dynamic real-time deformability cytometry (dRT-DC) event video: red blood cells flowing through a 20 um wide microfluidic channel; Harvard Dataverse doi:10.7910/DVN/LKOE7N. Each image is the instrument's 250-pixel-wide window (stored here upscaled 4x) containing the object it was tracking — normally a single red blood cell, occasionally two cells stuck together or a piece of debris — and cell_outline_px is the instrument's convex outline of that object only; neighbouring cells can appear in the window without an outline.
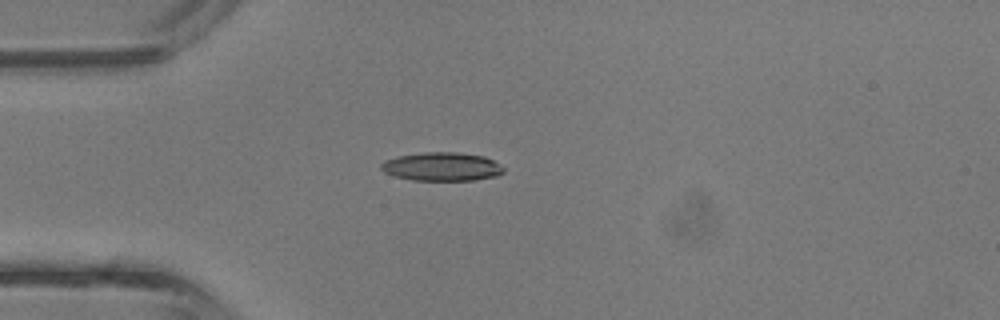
{"species": "common noctule bat (a hibernating species)", "species_latin": "Nyctalus noctula", "temperature_condition": "room temperature", "stored_images_in_passage": 31, "camera_frame_rate_fps": 3000, "um_per_image_px": 0.085, "animal": {"sex": "male", "body_mass_g": 13.3}, "frame": {"image": 1, "passage_image": 1, "time_ms": 0.0, "image_size_px": [1000, 320], "cell_outline_px": [[504, 172], [500, 176], [476, 180], [412, 180], [396, 176], [384, 172], [380, 168], [380, 164], [388, 160], [400, 156], [424, 152], [456, 152], [484, 156], [500, 164], [504, 168]], "centroid_in_image_um": [37.62, 14.17], "position_along_channel_um": 47.4, "area_um2": 20.35}}
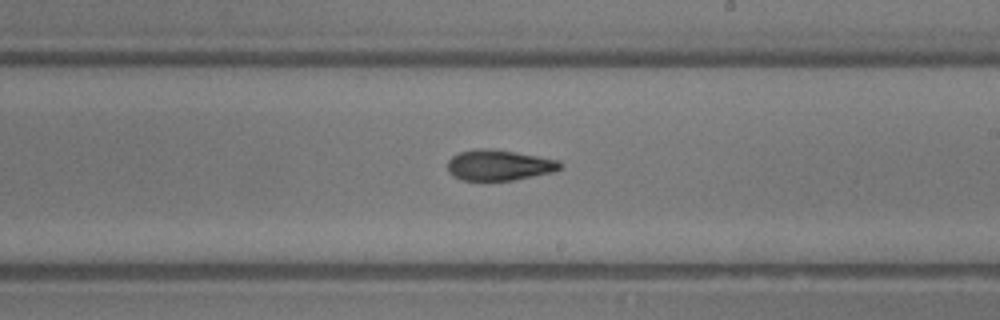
{"frame": {"image": 2, "passage_image": 14, "time_ms": 4.333, "image_size_px": [1000, 320], "cell_outline_px": [[564, 164], [560, 168], [552, 172], [512, 180], [460, 180], [452, 176], [448, 172], [448, 160], [452, 156], [460, 152], [476, 148], [488, 148], [560, 160]], "centroid_in_image_um": [42.39, 14.04], "position_along_channel_um": 246.6, "area_um2": 20.0}}
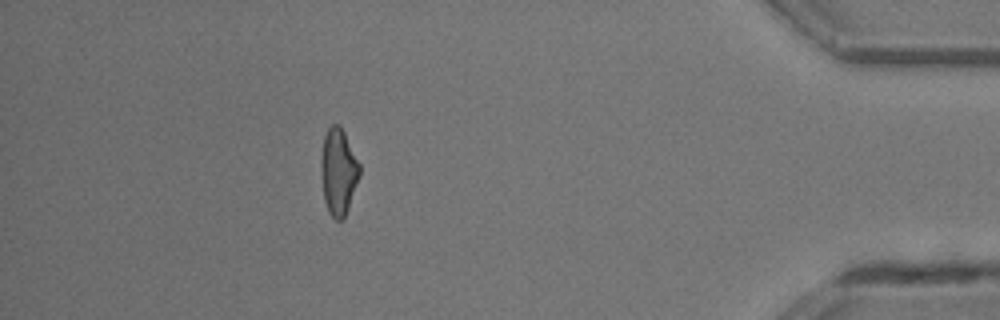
{"frame": {"image": 3, "passage_image": 27, "time_ms": 8.667, "image_size_px": [1000, 320], "cell_outline_px": [[360, 176], [344, 220], [336, 220], [328, 212], [324, 200], [320, 172], [320, 160], [324, 136], [328, 128], [332, 124], [340, 124], [360, 164]], "centroid_in_image_um": [28.76, 14.6], "position_along_channel_um": 406.4, "area_um2": 19.71}, "authors_computed_cell_mechanics": {"area_um2": 19.941, "velocity_mm_per_s": 4.9283, "shape_relaxation_time_tau1_ms": 8.218, "shape_relaxation_time_tau2_ms": 2.1855, "deformation_change_tau1": 0.2768, "deformation_change_tau2": 0.1068}}